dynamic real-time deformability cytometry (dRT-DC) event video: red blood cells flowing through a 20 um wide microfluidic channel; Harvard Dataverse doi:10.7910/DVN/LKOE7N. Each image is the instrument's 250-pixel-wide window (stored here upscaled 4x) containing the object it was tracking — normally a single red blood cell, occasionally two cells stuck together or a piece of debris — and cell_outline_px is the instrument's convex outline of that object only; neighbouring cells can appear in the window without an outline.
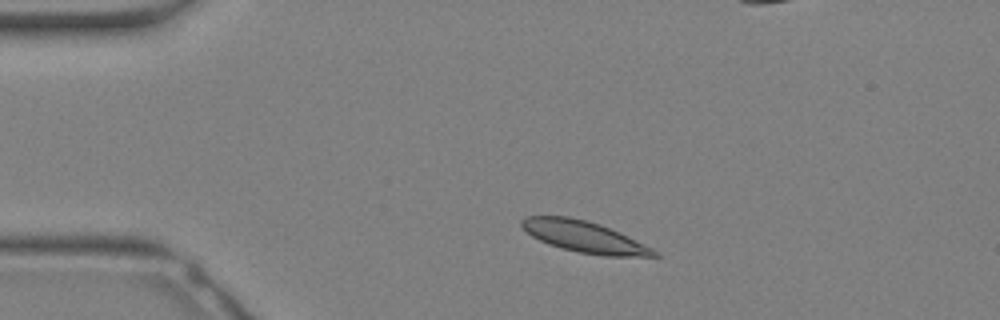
{"species": "Egyptian fruit bat (a non-hibernating species)", "species_latin": "Rousettus aegyptiacus", "temperature_condition": "warm", "stored_images_in_passage": 28, "camera_frame_rate_fps": 3000, "um_per_image_px": 0.085, "animal": {"sex": "female"}, "frame": {"image": 1, "passage_image": 1, "time_ms": 0.0, "image_size_px": [1000, 320], "cell_outline_px": [[660, 256], [604, 256], [580, 252], [548, 244], [532, 236], [520, 224], [520, 220], [524, 216], [568, 216], [588, 220], [600, 224], [652, 248], [660, 252]], "centroid_in_image_um": [49.64, 20.11], "position_along_channel_um": 35.4, "area_um2": 23.81}}
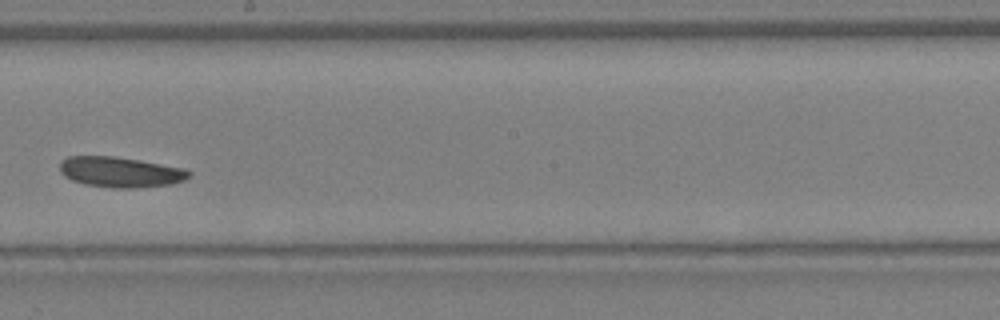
{"frame": {"image": 2, "passage_image": 13, "time_ms": 4.0, "image_size_px": [1000, 320], "cell_outline_px": [[192, 176], [184, 180], [172, 184], [136, 188], [112, 188], [84, 184], [72, 180], [64, 176], [60, 172], [60, 160], [68, 156], [112, 156], [140, 160], [184, 168], [192, 172]], "centroid_in_image_um": [10.24, 14.62], "position_along_channel_um": 238.0, "area_um2": 23.12}}
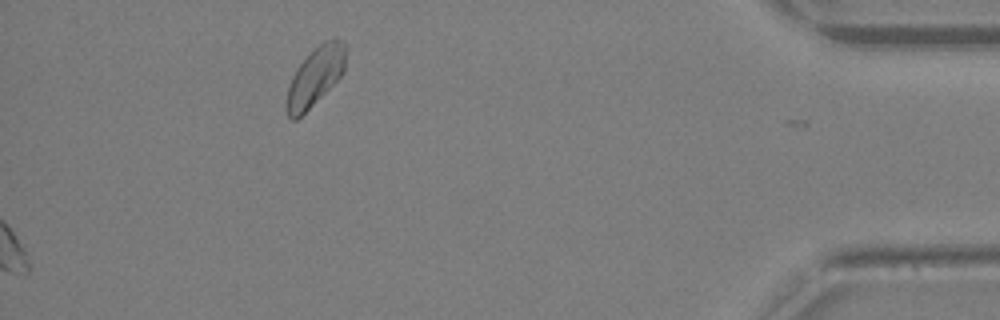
{"frame": {"image": 3, "passage_image": 28, "time_ms": 9.0, "image_size_px": [1000, 320], "cell_outline_px": [[344, 72], [296, 120], [292, 120], [288, 116], [284, 108], [284, 104], [288, 84], [296, 68], [312, 48], [324, 40], [332, 36], [344, 40]], "centroid_in_image_um": [26.73, 6.46], "position_along_channel_um": 408.5, "area_um2": 20.29}}